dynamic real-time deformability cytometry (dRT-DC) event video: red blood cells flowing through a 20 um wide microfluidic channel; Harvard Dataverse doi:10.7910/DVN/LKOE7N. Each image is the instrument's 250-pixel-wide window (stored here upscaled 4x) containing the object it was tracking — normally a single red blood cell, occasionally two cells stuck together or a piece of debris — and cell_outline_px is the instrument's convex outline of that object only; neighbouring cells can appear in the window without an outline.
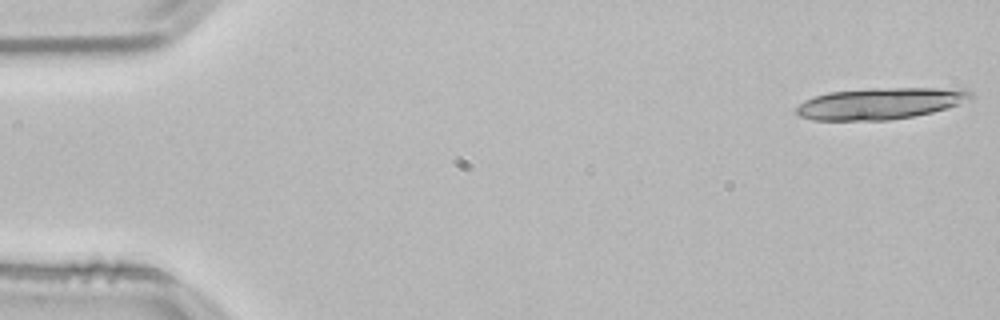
{"species": "common noctule bat (a hibernating species)", "species_latin": "Nyctalus noctula", "temperature_condition": "room temperature", "stored_images_in_passage": 17, "camera_frame_rate_fps": 3000, "um_per_image_px": 0.085, "animal": {"sex": "male", "body_mass_g": 21.5, "forearm_length_mm": 52.0}, "frame": {"image": 1, "passage_image": 1, "time_ms": 0.0, "image_size_px": [1000, 320], "cell_outline_px": [[976, 96], [972, 100], [932, 112], [912, 116], [888, 120], [812, 120], [800, 116], [796, 112], [796, 108], [804, 100], [812, 96], [828, 92], [868, 88], [964, 88], [972, 92]], "centroid_in_image_um": [74.86, 8.78], "position_along_channel_um": 10.1, "area_um2": 32.31}}